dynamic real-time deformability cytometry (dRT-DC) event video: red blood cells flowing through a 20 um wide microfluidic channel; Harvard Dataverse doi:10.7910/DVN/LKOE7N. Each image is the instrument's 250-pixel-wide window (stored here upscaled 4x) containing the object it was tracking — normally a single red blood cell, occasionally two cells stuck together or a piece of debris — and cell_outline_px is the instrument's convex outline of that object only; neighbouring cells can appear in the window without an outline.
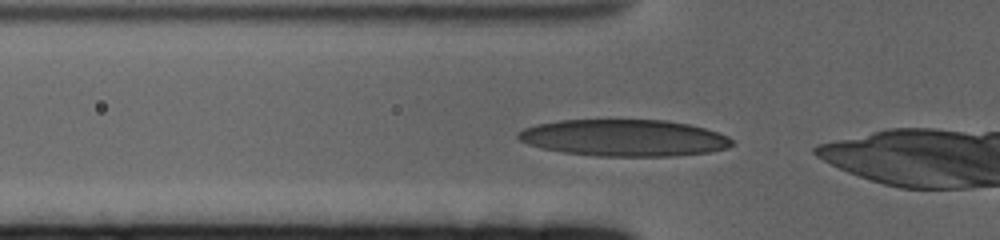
{"species": "human", "species_latin": "Homo sapiens", "temperature_condition": "cold", "stored_images_in_passage": 24, "camera_frame_rate_fps": 3000, "um_per_image_px": 0.085, "donor": {"sex": "female"}, "frame": {"image": 1, "passage_image": 2, "time_ms": 0.333, "image_size_px": [1000, 240], "cell_outline_px": [[732, 144], [728, 148], [708, 152], [672, 156], [596, 156], [564, 152], [540, 148], [528, 144], [520, 140], [516, 136], [524, 128], [536, 124], [560, 120], [668, 120], [688, 124], [704, 128], [728, 136], [732, 140]], "centroid_in_image_um": [53.03, 11.72], "position_along_channel_um": 72.8, "area_um2": 45.66}}
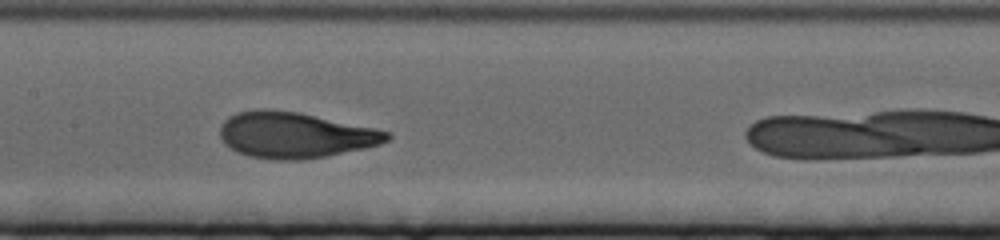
{"frame": {"image": 2, "passage_image": 12, "time_ms": 3.667, "image_size_px": [1000, 240], "cell_outline_px": [[392, 136], [388, 140], [380, 144], [364, 148], [328, 156], [300, 160], [272, 160], [248, 156], [236, 152], [224, 144], [220, 136], [220, 124], [228, 116], [236, 112], [268, 108], [300, 112], [392, 132]], "centroid_in_image_um": [25.04, 11.48], "position_along_channel_um": 182.4, "area_um2": 45.08}}
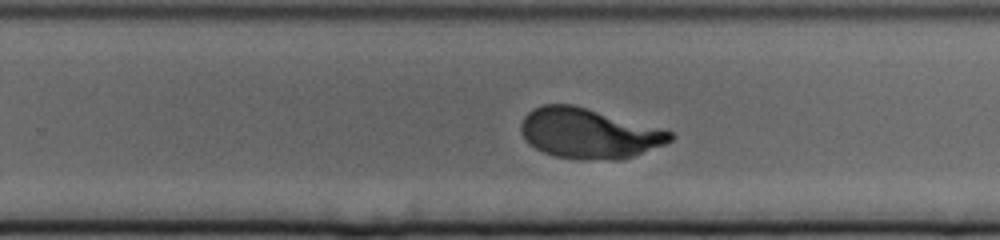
{"frame": {"image": 3, "passage_image": 21, "time_ms": 6.667, "image_size_px": [1000, 240], "cell_outline_px": [[676, 136], [672, 140], [664, 144], [628, 156], [588, 160], [580, 160], [556, 156], [544, 152], [528, 144], [520, 128], [520, 124], [524, 116], [532, 108], [540, 104], [572, 104], [672, 132]], "centroid_in_image_um": [49.95, 11.31], "position_along_channel_um": 279.8, "area_um2": 42.6}}